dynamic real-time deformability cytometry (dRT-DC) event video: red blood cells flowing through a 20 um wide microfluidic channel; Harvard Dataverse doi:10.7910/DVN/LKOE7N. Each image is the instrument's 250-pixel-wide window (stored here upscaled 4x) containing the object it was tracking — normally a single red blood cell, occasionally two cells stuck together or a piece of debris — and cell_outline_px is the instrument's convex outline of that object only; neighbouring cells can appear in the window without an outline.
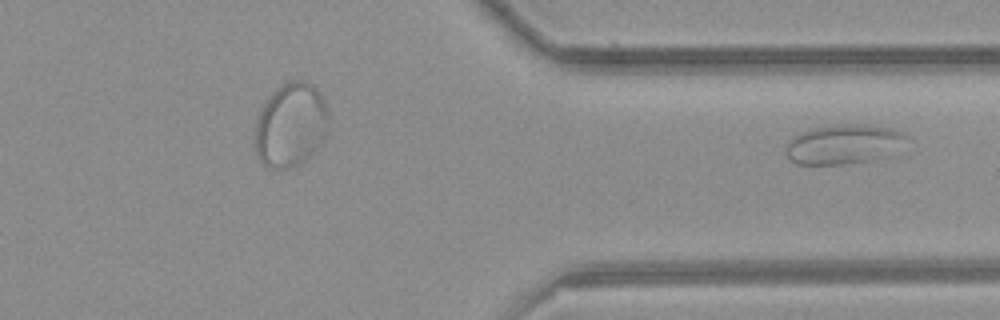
{"species": "common noctule bat (a hibernating species)", "species_latin": "Nyctalus noctula", "temperature_condition": "room temperature", "stored_images_in_passage": 31, "segment_of_instrument_passage": [2, 2], "camera_frame_rate_fps": 3000, "um_per_image_px": 0.085, "animal": {"sex": "female", "body_mass_g": 21.9}, "frame": {"image": 1, "passage_image": 31, "time_ms": 10.0, "image_size_px": [1000, 320], "cell_outline_px": [[908, 136], [892, 156], [884, 160], [840, 164], [796, 164], [788, 160], [788, 140], [800, 132], [812, 128], [832, 124], [864, 124], [892, 128]], "centroid_in_image_um": [71.76, 12.27], "position_along_channel_um": 339.6, "area_um2": 28.32}}